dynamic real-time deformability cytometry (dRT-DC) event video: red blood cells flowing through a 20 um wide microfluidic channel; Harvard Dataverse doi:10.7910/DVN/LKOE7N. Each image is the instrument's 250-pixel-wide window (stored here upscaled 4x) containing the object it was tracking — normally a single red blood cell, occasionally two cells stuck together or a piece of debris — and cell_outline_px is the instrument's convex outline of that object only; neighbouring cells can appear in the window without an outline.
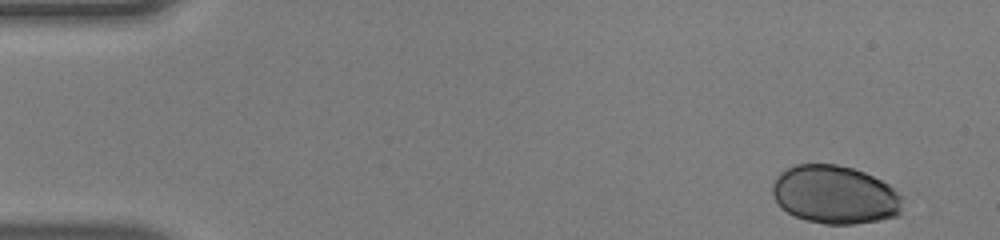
{"species": "human", "species_latin": "Homo sapiens", "temperature_condition": "warm", "stored_images_in_passage": 48, "camera_frame_rate_fps": 3000, "um_per_image_px": 0.085, "donor": {"sex": "male"}, "frame": {"image": 1, "passage_image": 1, "time_ms": 0.0, "image_size_px": [1000, 240], "cell_outline_px": [[904, 196], [900, 216], [880, 220], [852, 224], [824, 224], [804, 220], [780, 208], [772, 192], [772, 184], [776, 176], [780, 172], [796, 164], [836, 164], [852, 168], [864, 172], [888, 184]], "centroid_in_image_um": [70.99, 16.56], "position_along_channel_um": 14.0, "area_um2": 44.62}}
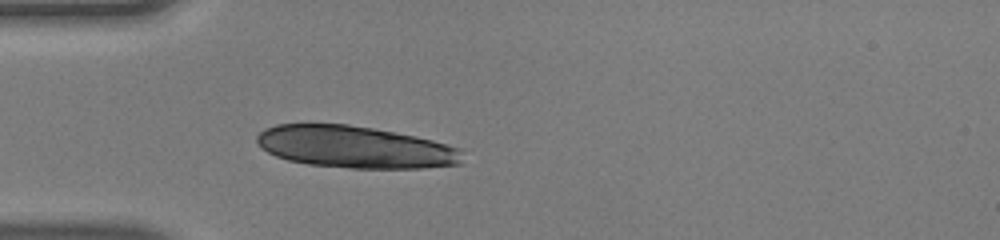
{"frame": {"image": 2, "passage_image": 13, "time_ms": 4.0, "image_size_px": [1000, 240], "cell_outline_px": [[460, 164], [420, 168], [348, 168], [308, 164], [288, 160], [276, 156], [260, 148], [256, 140], [256, 136], [264, 128], [276, 124], [348, 124], [372, 128], [416, 136], [448, 144], [460, 148]], "centroid_in_image_um": [30.13, 12.49], "position_along_channel_um": 54.9, "area_um2": 50.29}}